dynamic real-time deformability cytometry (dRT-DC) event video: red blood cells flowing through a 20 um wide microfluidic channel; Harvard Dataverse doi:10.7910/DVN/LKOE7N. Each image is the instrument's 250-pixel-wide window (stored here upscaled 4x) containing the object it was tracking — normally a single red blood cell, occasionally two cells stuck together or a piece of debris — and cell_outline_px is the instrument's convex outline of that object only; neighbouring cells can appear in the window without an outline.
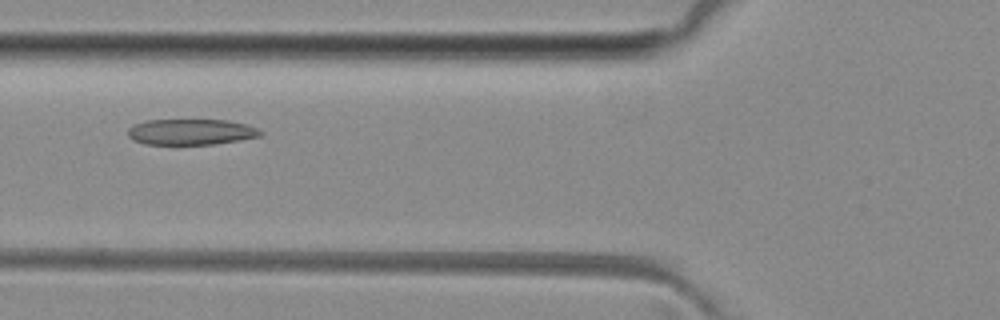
{"species": "common noctule bat (a hibernating species)", "species_latin": "Nyctalus noctula", "temperature_condition": "room temperature", "stored_images_in_passage": 2, "camera_frame_rate_fps": 3000, "um_per_image_px": 0.085, "animal": {"sex": "female", "body_mass_g": 29.2, "forearm_length_mm": 56.3}, "frame": {"image": 1, "passage_image": 2, "time_ms": 1.0, "image_size_px": [1000, 320], "cell_outline_px": [[264, 132], [260, 136], [240, 140], [212, 144], [144, 144], [132, 140], [128, 136], [128, 128], [132, 124], [144, 120], [228, 120], [244, 124], [256, 128]], "centroid_in_image_um": [16.18, 11.21], "position_along_channel_um": 109.6, "area_um2": 20.0}}